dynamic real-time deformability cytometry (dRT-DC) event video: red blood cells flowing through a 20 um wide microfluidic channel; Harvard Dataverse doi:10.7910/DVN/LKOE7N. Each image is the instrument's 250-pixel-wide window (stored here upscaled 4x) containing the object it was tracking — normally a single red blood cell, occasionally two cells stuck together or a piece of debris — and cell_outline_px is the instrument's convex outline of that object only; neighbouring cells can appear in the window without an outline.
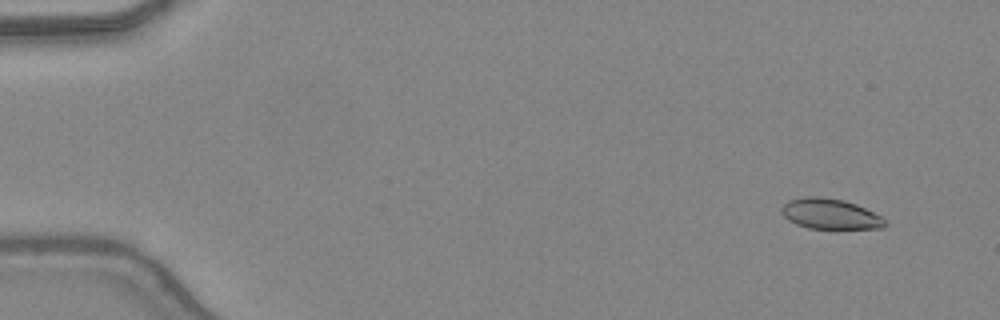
{"species": "common noctule bat (a hibernating species)", "species_latin": "Nyctalus noctula", "temperature_condition": "warm", "stored_images_in_passage": 48, "camera_frame_rate_fps": 3000, "um_per_image_px": 0.085, "animal": {"sex": "female", "body_mass_g": 24.6, "forearm_length_mm": 56.2}, "frame": {"image": 1, "passage_image": 4, "time_ms": 1.0, "image_size_px": [1000, 320], "cell_outline_px": [[888, 224], [884, 228], [808, 228], [796, 224], [788, 220], [780, 212], [780, 208], [788, 200], [804, 196], [820, 196], [844, 200], [856, 204], [888, 220]], "centroid_in_image_um": [70.55, 18.17], "position_along_channel_um": 14.5, "area_um2": 18.44}}
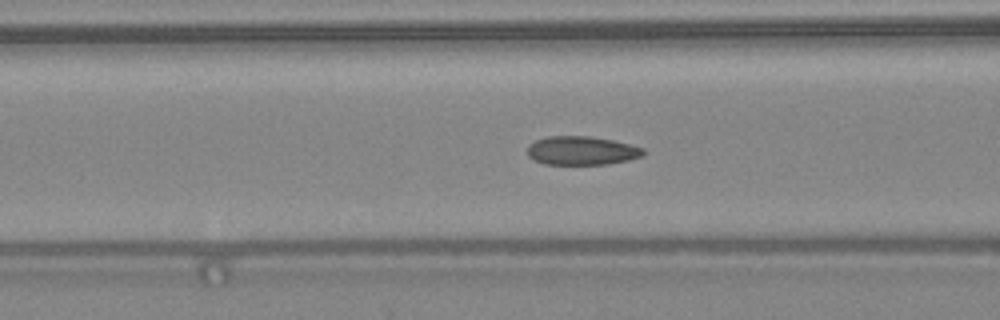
{"frame": {"image": 2, "passage_image": 20, "time_ms": 6.333, "image_size_px": [1000, 320], "cell_outline_px": [[648, 152], [644, 156], [628, 160], [608, 164], [544, 164], [532, 160], [528, 156], [528, 144], [536, 140], [548, 136], [588, 136], [612, 140], [644, 148]], "centroid_in_image_um": [49.45, 12.81], "position_along_channel_um": 117.1, "area_um2": 19.54}}
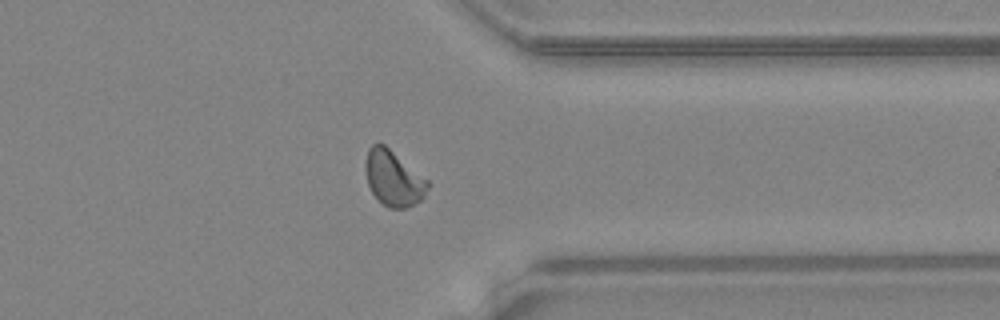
{"frame": {"image": 3, "passage_image": 38, "time_ms": 12.333, "image_size_px": [1000, 320], "cell_outline_px": [[432, 184], [424, 196], [420, 200], [404, 208], [388, 208], [372, 192], [368, 184], [364, 168], [364, 164], [368, 148], [372, 144], [384, 144], [428, 180]], "centroid_in_image_um": [33.44, 15.14], "position_along_channel_um": 378.0, "area_um2": 20.0}, "authors_computed_cell_mechanics": {"area_um2": 19.5364, "velocity_mm_per_s": 4.4186, "shape_relaxation_time_tau1_ms": 5.0257, "shape_relaxation_time_tau2_ms": 0.695, "deformation_change_tau1": 0.1555, "deformation_change_tau2": 0.049}}